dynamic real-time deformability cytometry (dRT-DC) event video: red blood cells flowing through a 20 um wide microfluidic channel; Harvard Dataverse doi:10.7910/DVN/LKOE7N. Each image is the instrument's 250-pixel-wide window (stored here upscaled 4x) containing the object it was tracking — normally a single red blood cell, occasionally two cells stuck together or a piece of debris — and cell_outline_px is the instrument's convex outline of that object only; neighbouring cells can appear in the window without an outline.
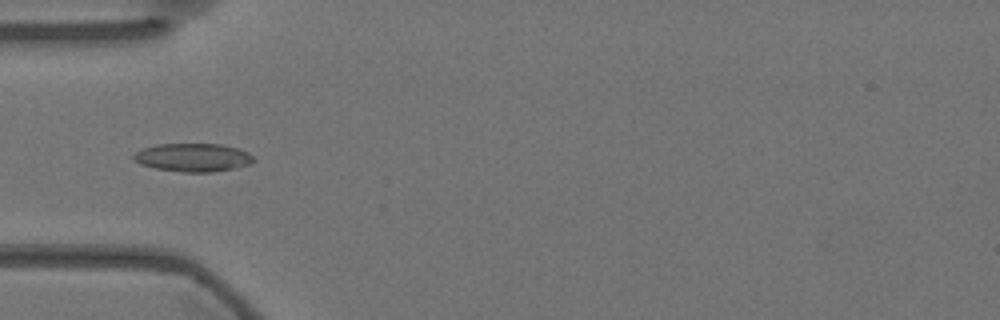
{"species": "Egyptian fruit bat (a non-hibernating species)", "species_latin": "Rousettus aegyptiacus", "temperature_condition": "warm", "stored_images_in_passage": 40, "camera_frame_rate_fps": 3000, "um_per_image_px": 0.085, "animal": {"sex": "female"}, "frame": {"image": 1, "passage_image": 1, "time_ms": 0.0, "image_size_px": [1000, 320], "cell_outline_px": [[256, 160], [248, 164], [236, 168], [212, 172], [184, 172], [156, 168], [140, 164], [132, 156], [136, 152], [144, 148], [156, 144], [220, 144], [236, 148], [248, 152]], "centroid_in_image_um": [16.42, 13.38], "position_along_channel_um": 68.6, "area_um2": 19.59}}
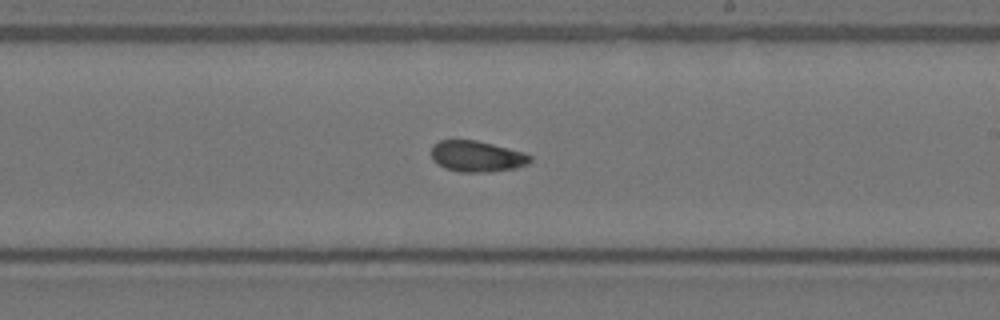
{"frame": {"image": 2, "passage_image": 16, "time_ms": 5.0, "image_size_px": [1000, 320], "cell_outline_px": [[532, 160], [528, 164], [516, 168], [492, 172], [460, 172], [444, 168], [432, 160], [432, 144], [440, 140], [476, 140], [524, 152], [532, 156]], "centroid_in_image_um": [40.54, 13.3], "position_along_channel_um": 248.5, "area_um2": 18.03}}
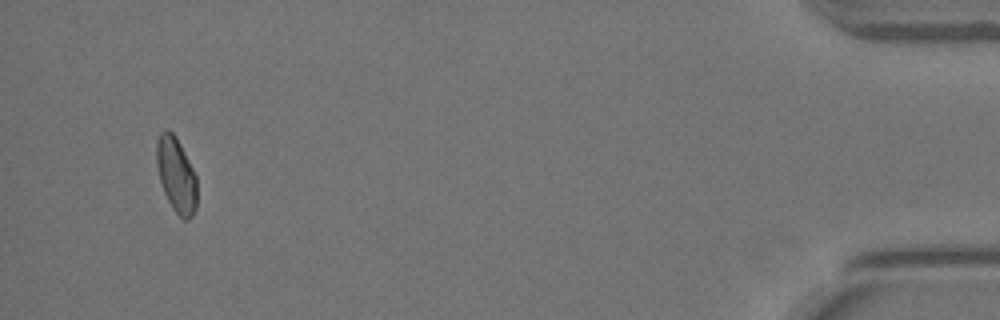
{"frame": {"image": 3, "passage_image": 37, "time_ms": 12.0, "image_size_px": [1000, 320], "cell_outline_px": [[196, 208], [192, 216], [188, 220], [184, 220], [172, 208], [164, 192], [160, 180], [156, 164], [156, 144], [160, 132], [164, 128], [168, 128], [176, 136], [196, 176]], "centroid_in_image_um": [14.96, 14.84], "position_along_channel_um": 420.2, "area_um2": 17.63}, "authors_computed_cell_mechanics": {"area_um2": 17.8602, "velocity_mm_per_s": 3.5746, "shape_relaxation_time_tau1_ms": null, "shape_relaxation_time_tau2_ms": 1.9189, "deformation_change_tau1": null, "deformation_change_tau2": 0.0518}}